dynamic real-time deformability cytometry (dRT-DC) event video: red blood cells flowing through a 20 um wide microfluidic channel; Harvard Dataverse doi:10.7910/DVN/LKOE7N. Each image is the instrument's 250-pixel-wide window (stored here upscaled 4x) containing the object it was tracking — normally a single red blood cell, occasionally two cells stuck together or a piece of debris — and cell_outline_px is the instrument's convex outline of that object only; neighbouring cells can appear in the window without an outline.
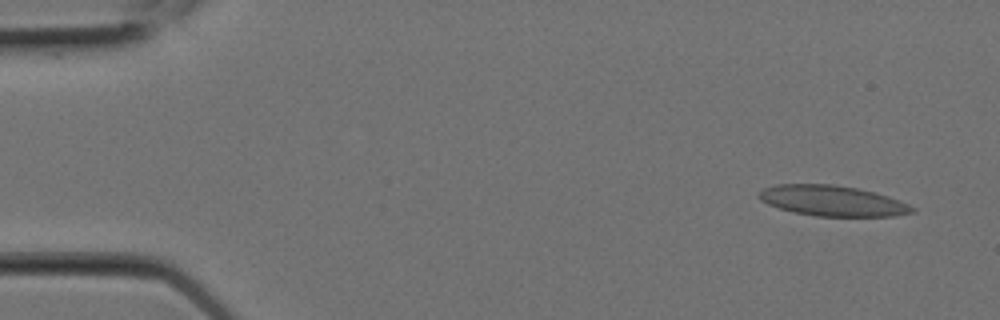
{"species": "Egyptian fruit bat (a non-hibernating species)", "species_latin": "Rousettus aegyptiacus", "temperature_condition": "room temperature", "stored_images_in_passage": 5, "camera_frame_rate_fps": 3000, "um_per_image_px": 0.085, "animal": {"sex": "female"}, "frame": {"image": 1, "passage_image": 1, "time_ms": 0.0, "image_size_px": [1000, 320], "cell_outline_px": [[916, 212], [892, 216], [816, 216], [792, 212], [768, 204], [760, 200], [756, 196], [756, 192], [764, 188], [776, 184], [836, 184], [876, 192], [900, 200], [916, 208]], "centroid_in_image_um": [70.74, 17.06], "position_along_channel_um": 14.3, "area_um2": 27.51}}
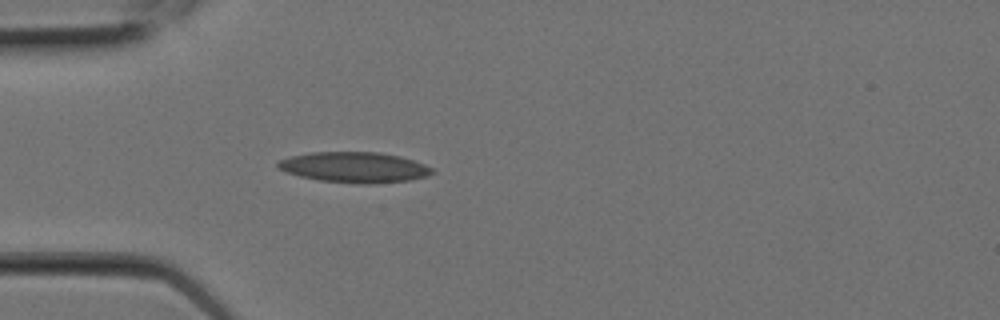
{"frame": {"image": 2, "passage_image": 5, "time_ms": 1.333, "image_size_px": [1000, 320], "cell_outline_px": [[436, 172], [428, 176], [412, 180], [368, 184], [360, 184], [320, 180], [300, 176], [276, 168], [276, 164], [280, 160], [288, 156], [312, 152], [380, 152], [400, 156], [424, 164], [432, 168]], "centroid_in_image_um": [30.14, 14.22], "position_along_channel_um": 54.9, "area_um2": 27.57}}